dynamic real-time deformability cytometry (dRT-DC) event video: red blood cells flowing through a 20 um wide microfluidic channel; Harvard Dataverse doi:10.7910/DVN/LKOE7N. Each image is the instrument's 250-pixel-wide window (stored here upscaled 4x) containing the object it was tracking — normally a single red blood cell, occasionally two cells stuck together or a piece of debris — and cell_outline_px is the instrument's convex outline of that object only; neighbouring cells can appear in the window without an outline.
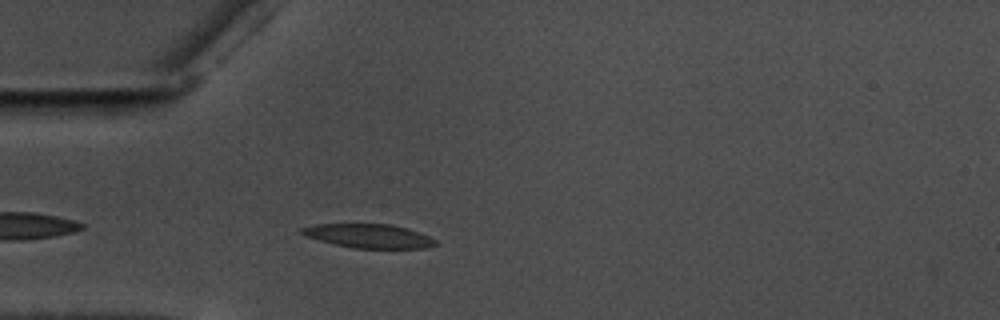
{"species": "common noctule bat (a hibernating species)", "species_latin": "Nyctalus noctula", "temperature_condition": "warm", "stored_images_in_passage": 43, "camera_frame_rate_fps": 3000, "um_per_image_px": 0.085, "animal": {"sex": "male", "body_mass_g": 17.5, "forearm_length_mm": 52.3}, "frame": {"image": 1, "passage_image": 4, "time_ms": 1.0, "image_size_px": [1000, 320], "cell_outline_px": [[436, 244], [424, 248], [356, 248], [336, 244], [304, 236], [300, 232], [300, 228], [316, 224], [392, 224], [408, 228], [428, 236], [436, 240]], "centroid_in_image_um": [31.33, 20.04], "position_along_channel_um": 53.7, "area_um2": 18.44}}
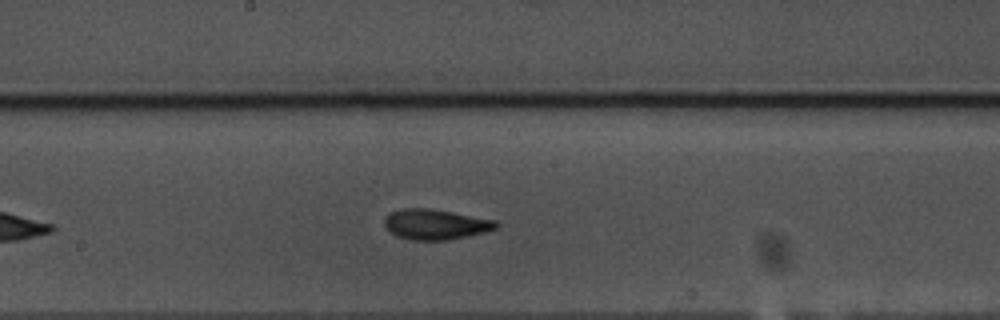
{"frame": {"image": 2, "passage_image": 18, "time_ms": 5.667, "image_size_px": [1000, 320], "cell_outline_px": [[500, 224], [496, 228], [484, 232], [468, 236], [448, 240], [412, 240], [396, 236], [384, 224], [384, 220], [392, 212], [400, 208], [428, 208], [452, 212], [496, 220]], "centroid_in_image_um": [37.04, 19.07], "position_along_channel_um": 211.2, "area_um2": 19.59}}
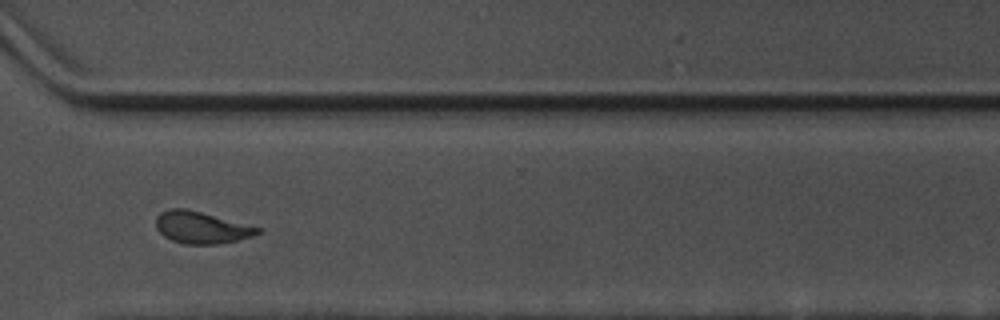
{"frame": {"image": 3, "passage_image": 30, "time_ms": 9.667, "image_size_px": [1000, 320], "cell_outline_px": [[264, 232], [252, 236], [236, 240], [216, 244], [184, 244], [172, 240], [164, 236], [156, 228], [156, 216], [160, 212], [168, 208], [184, 208], [264, 228]], "centroid_in_image_um": [17.13, 19.33], "position_along_channel_um": 353.5, "area_um2": 18.96}, "authors_computed_cell_mechanics": {"area_um2": 18.6116, "velocity_mm_per_s": 3.5467, "shape_relaxation_time_tau1_ms": 4.852, "shape_relaxation_time_tau2_ms": 2.6633, "deformation_change_tau1": 0.1672, "deformation_change_tau2": 0.1031}}